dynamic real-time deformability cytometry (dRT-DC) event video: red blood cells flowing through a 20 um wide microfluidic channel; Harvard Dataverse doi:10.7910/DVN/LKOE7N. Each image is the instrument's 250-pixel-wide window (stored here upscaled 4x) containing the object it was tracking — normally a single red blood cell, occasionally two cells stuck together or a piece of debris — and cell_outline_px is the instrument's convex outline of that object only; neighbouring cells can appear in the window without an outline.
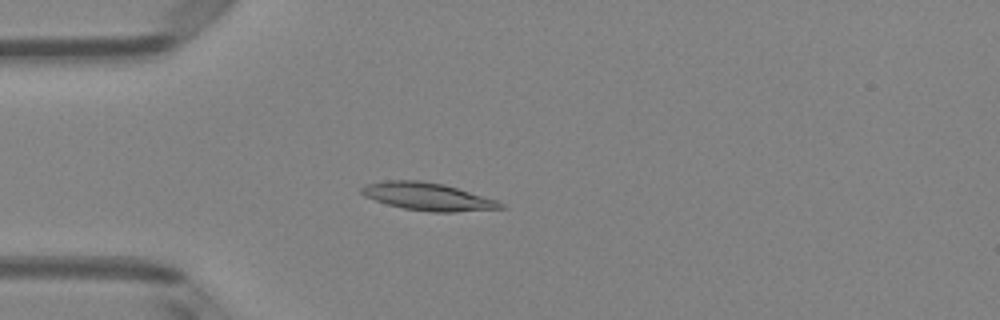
{"species": "Egyptian fruit bat (a non-hibernating species)", "species_latin": "Rousettus aegyptiacus", "temperature_condition": "room temperature", "stored_images_in_passage": 51, "camera_frame_rate_fps": 3000, "um_per_image_px": 0.085, "animal": {"sex": "female"}, "frame": {"image": 1, "passage_image": 14, "time_ms": 4.333, "image_size_px": [1000, 320], "cell_outline_px": [[504, 208], [456, 212], [432, 212], [404, 208], [388, 204], [364, 196], [360, 192], [360, 188], [364, 184], [384, 180], [420, 180], [444, 184], [496, 200], [504, 204]], "centroid_in_image_um": [36.32, 16.7], "position_along_channel_um": 48.7, "area_um2": 22.31}}
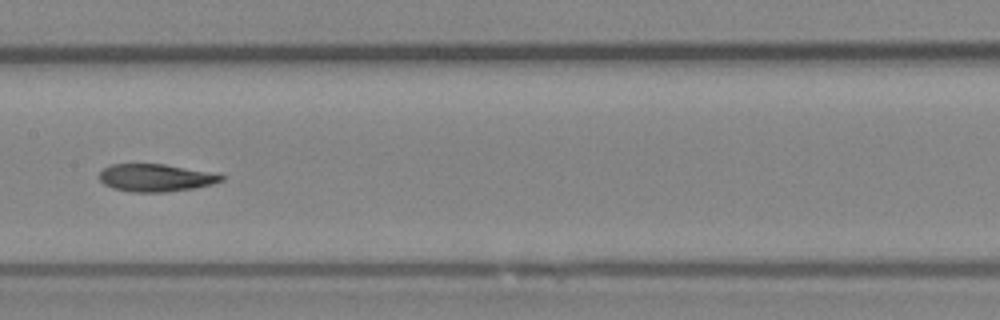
{"frame": {"image": 2, "passage_image": 26, "time_ms": 8.333, "image_size_px": [1000, 320], "cell_outline_px": [[224, 180], [212, 184], [196, 188], [164, 192], [132, 192], [112, 188], [104, 184], [100, 180], [100, 172], [104, 168], [112, 164], [164, 164], [216, 172], [224, 176]], "centroid_in_image_um": [13.29, 15.11], "position_along_channel_um": 194.1, "area_um2": 19.77}}
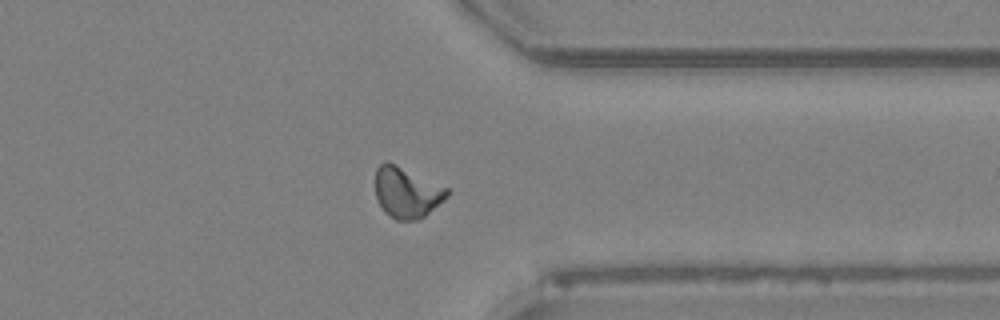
{"frame": {"image": 3, "passage_image": 40, "time_ms": 13.0, "image_size_px": [1000, 320], "cell_outline_px": [[448, 196], [424, 216], [416, 220], [396, 220], [384, 212], [376, 196], [376, 168], [384, 160], [388, 160], [448, 188]], "centroid_in_image_um": [34.55, 16.34], "position_along_channel_um": 376.9, "area_um2": 21.1}, "authors_computed_cell_mechanics": {"area_um2": 20.519, "velocity_mm_per_s": 3.9944, "shape_relaxation_time_tau1_ms": null, "shape_relaxation_time_tau2_ms": 5.1369, "deformation_change_tau1": null, "deformation_change_tau2": 0.106}}